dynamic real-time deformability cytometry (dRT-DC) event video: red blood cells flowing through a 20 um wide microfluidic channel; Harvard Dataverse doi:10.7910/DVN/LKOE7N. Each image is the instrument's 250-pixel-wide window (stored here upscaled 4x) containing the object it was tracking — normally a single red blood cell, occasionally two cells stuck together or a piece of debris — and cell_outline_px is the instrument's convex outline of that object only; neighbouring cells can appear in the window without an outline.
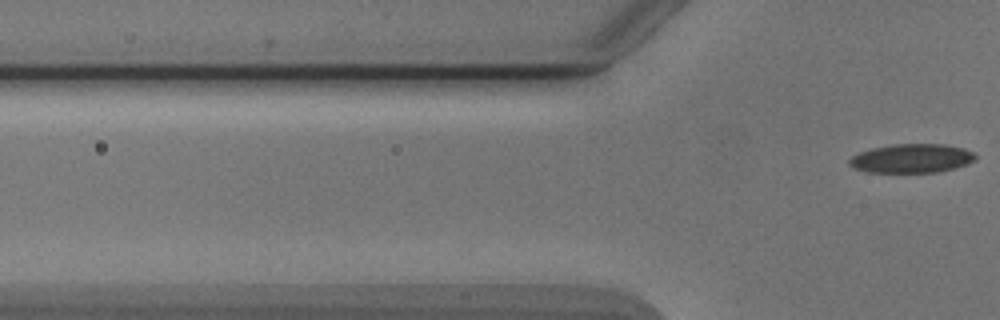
{"species": "Egyptian fruit bat (a non-hibernating species)", "species_latin": "Rousettus aegyptiacus", "temperature_condition": "cold", "stored_images_in_passage": 3, "segment_of_instrument_passage": [2, 2], "camera_frame_rate_fps": 3000, "um_per_image_px": 0.085, "animal": {"sex": "male"}, "frame": {"image": 1, "passage_image": 3, "time_ms": 3.333, "image_size_px": [1000, 320], "cell_outline_px": [[976, 156], [972, 160], [956, 168], [936, 172], [864, 172], [852, 168], [848, 164], [848, 160], [852, 156], [860, 152], [872, 148], [892, 144], [944, 144], [964, 148], [972, 152]], "centroid_in_image_um": [77.42, 13.46], "position_along_channel_um": 48.4, "area_um2": 21.21}}